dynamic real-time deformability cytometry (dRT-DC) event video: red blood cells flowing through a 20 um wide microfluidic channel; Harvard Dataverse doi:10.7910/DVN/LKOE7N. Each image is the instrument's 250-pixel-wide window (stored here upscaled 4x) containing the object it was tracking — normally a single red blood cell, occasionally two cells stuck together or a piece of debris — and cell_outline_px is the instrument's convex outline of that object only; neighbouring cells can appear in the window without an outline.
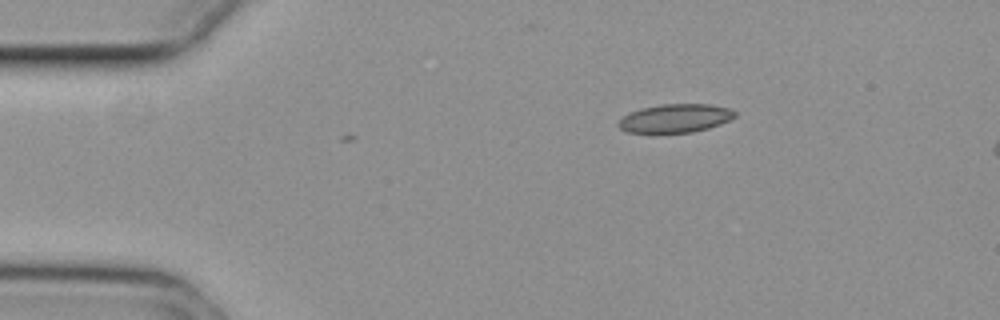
{"species": "common noctule bat (a hibernating species)", "species_latin": "Nyctalus noctula", "temperature_condition": "cold", "stored_images_in_passage": 2, "camera_frame_rate_fps": 3000, "um_per_image_px": 0.085, "animal": {"sex": "female", "body_mass_g": 29.2, "forearm_length_mm": 56.3}, "frame": {"image": 1, "passage_image": 2, "time_ms": 0.333, "image_size_px": [1000, 320], "cell_outline_px": [[736, 116], [720, 124], [708, 128], [692, 132], [656, 136], [628, 132], [620, 128], [616, 124], [624, 116], [640, 108], [660, 104], [712, 104], [728, 108], [736, 112]], "centroid_in_image_um": [57.34, 10.1], "position_along_channel_um": 27.7, "area_um2": 20.06}}